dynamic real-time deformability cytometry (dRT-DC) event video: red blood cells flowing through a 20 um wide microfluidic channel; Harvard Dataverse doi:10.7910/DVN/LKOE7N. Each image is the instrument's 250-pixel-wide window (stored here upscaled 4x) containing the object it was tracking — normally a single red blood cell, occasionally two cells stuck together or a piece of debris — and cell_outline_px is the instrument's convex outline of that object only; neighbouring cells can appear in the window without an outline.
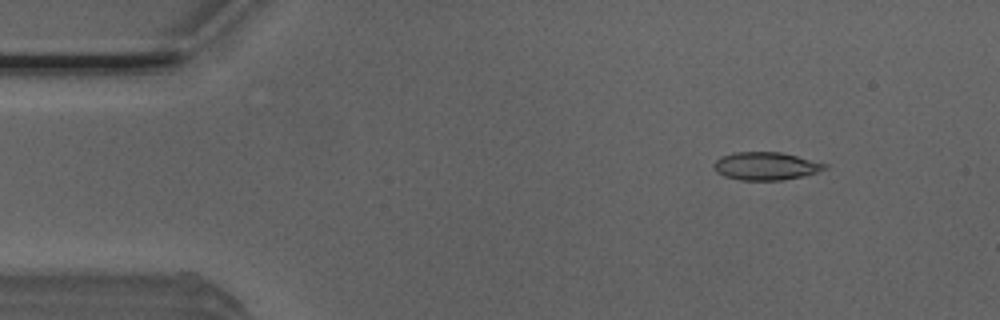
{"species": "Egyptian fruit bat (a non-hibernating species)", "species_latin": "Rousettus aegyptiacus", "temperature_condition": "room temperature", "stored_images_in_passage": 5, "camera_frame_rate_fps": 3000, "um_per_image_px": 0.085, "animal": {"sex": "male"}, "frame": {"image": 1, "passage_image": 2, "time_ms": 0.333, "image_size_px": [1000, 320], "cell_outline_px": [[828, 168], [804, 176], [780, 180], [740, 180], [724, 176], [716, 172], [712, 164], [720, 156], [736, 152], [780, 152], [828, 164]], "centroid_in_image_um": [65.07, 14.11], "position_along_channel_um": 19.9, "area_um2": 18.03}}
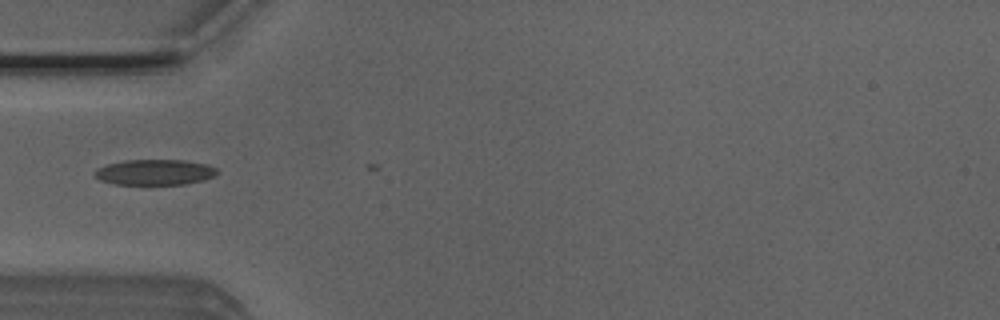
{"frame": {"image": 2, "passage_image": 5, "time_ms": 1.333, "image_size_px": [1000, 320], "cell_outline_px": [[220, 172], [216, 176], [204, 180], [184, 184], [116, 184], [100, 180], [92, 172], [96, 168], [108, 164], [124, 160], [184, 160], [208, 164], [216, 168]], "centroid_in_image_um": [13.19, 14.63], "position_along_channel_um": 71.8, "area_um2": 18.38}}